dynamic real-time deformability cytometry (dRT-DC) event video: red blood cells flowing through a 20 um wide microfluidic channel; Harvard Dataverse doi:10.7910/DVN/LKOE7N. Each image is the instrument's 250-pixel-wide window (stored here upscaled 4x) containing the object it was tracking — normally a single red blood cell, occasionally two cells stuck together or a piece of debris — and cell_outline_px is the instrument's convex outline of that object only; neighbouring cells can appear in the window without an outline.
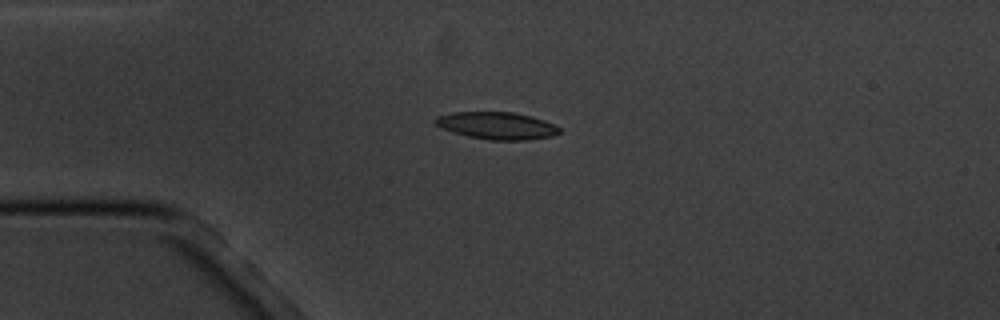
{"species": "common noctule bat (a hibernating species)", "species_latin": "Nyctalus noctula", "temperature_condition": "cold", "stored_images_in_passage": 3, "camera_frame_rate_fps": 3000, "um_per_image_px": 0.085, "animal": {"sex": "male", "body_mass_g": 20.1, "forearm_length_mm": 53.5}, "frame": {"image": 1, "passage_image": 3, "time_ms": 2.333, "image_size_px": [1000, 320], "cell_outline_px": [[560, 132], [552, 136], [528, 140], [492, 140], [468, 136], [452, 132], [440, 128], [432, 120], [436, 116], [452, 112], [512, 112], [532, 116], [544, 120], [560, 128]], "centroid_in_image_um": [42.2, 10.67], "position_along_channel_um": 42.8, "area_um2": 19.77}}